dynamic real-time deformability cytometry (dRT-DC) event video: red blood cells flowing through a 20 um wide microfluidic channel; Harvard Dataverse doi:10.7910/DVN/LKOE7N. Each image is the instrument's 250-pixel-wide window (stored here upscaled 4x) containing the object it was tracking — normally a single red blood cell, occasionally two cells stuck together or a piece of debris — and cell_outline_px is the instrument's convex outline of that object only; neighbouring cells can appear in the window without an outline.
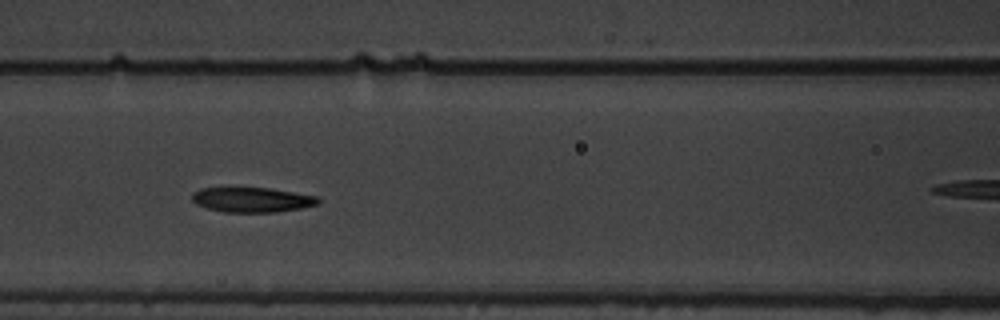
{"species": "common noctule bat (a hibernating species)", "species_latin": "Nyctalus noctula", "temperature_condition": "warm", "stored_images_in_passage": 7, "camera_frame_rate_fps": 3000, "um_per_image_px": 0.085, "animal": {"sex": "male", "body_mass_g": 19.5, "forearm_length_mm": 54.6}, "frame": {"image": 1, "passage_image": 6, "time_ms": 1.667, "image_size_px": [1000, 320], "cell_outline_px": [[320, 204], [300, 208], [276, 212], [224, 212], [208, 208], [196, 204], [192, 200], [192, 192], [200, 188], [228, 184], [268, 188], [316, 196], [320, 200]], "centroid_in_image_um": [21.32, 16.92], "position_along_channel_um": 145.3, "area_um2": 19.13}}